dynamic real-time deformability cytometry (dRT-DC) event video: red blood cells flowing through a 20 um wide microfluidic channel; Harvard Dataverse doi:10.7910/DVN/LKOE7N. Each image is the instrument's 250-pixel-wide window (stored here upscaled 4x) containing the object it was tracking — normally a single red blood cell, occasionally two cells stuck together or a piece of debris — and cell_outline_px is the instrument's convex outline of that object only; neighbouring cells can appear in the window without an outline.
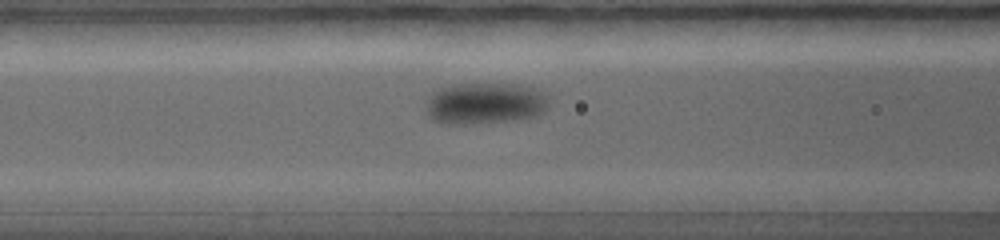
{"species": "common noctule bat (a hibernating species)", "species_latin": "Nyctalus noctula", "temperature_condition": "warm", "stored_images_in_passage": 10, "camera_frame_rate_fps": 5000, "um_per_image_px": 0.085, "animal": {"sex": "female", "body_mass_g": 19.0, "forearm_length_mm": 56.7}, "frame": {"image": 1, "passage_image": 9, "time_ms": 4.0, "image_size_px": [1000, 240], "cell_outline_px": [[552, 96], [548, 104], [540, 112], [528, 116], [484, 120], [436, 120], [428, 112], [424, 100], [428, 92], [432, 88], [452, 84], [520, 84], [536, 88], [548, 92]], "centroid_in_image_um": [41.22, 8.63], "position_along_channel_um": 125.4, "area_um2": 28.38}}
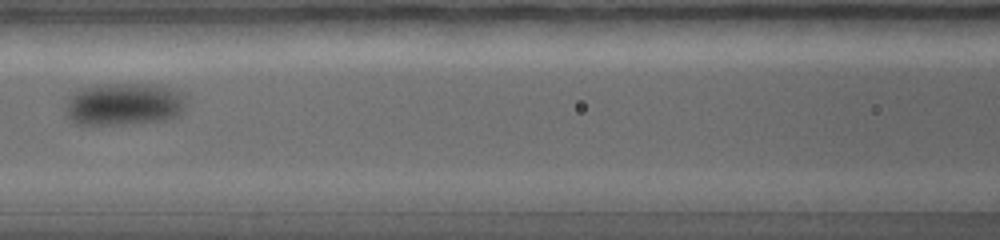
{"frame": {"image": 2, "passage_image": 10, "time_ms": 4.6, "image_size_px": [1000, 240], "cell_outline_px": [[188, 96], [184, 108], [180, 112], [172, 116], [144, 120], [76, 120], [68, 116], [64, 108], [64, 96], [80, 88], [100, 84], [160, 84], [176, 88], [188, 92]], "centroid_in_image_um": [10.6, 8.68], "position_along_channel_um": 156.0, "area_um2": 28.38}}